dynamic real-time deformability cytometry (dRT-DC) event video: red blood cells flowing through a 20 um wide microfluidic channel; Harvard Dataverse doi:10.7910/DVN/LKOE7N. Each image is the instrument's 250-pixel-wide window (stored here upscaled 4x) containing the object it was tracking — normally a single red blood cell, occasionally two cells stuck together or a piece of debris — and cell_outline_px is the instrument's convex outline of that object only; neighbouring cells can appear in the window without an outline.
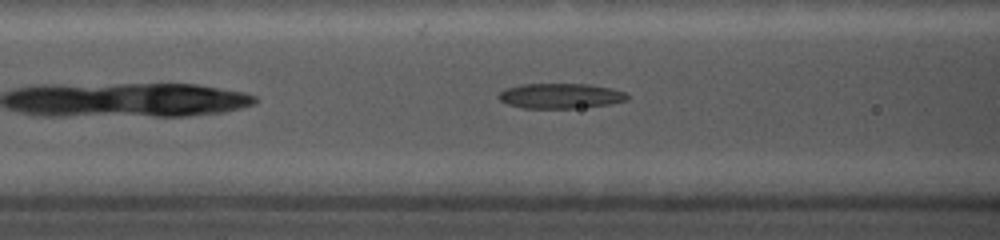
{"species": "common noctule bat (a hibernating species)", "species_latin": "Nyctalus noctula", "temperature_condition": "cold", "stored_images_in_passage": 49, "camera_frame_rate_fps": 5000, "um_per_image_px": 0.085, "animal": {"sex": "female", "body_mass_g": 19.0, "forearm_length_mm": 56.7}, "frame": {"image": 1, "passage_image": 12, "time_ms": 2.2, "image_size_px": [1000, 240], "cell_outline_px": [[628, 100], [608, 104], [572, 108], [520, 108], [508, 104], [500, 100], [500, 92], [504, 88], [520, 84], [588, 84], [612, 88], [624, 92], [628, 96]], "centroid_in_image_um": [47.62, 8.14], "position_along_channel_um": 119.0, "area_um2": 18.73}}
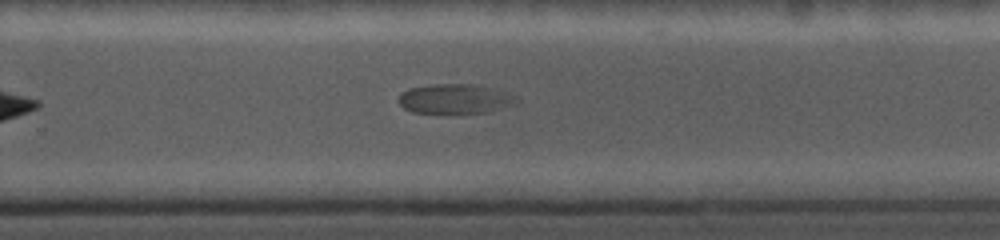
{"frame": {"image": 2, "passage_image": 36, "time_ms": 7.0, "image_size_px": [1000, 240], "cell_outline_px": [[520, 100], [516, 104], [488, 112], [448, 116], [412, 112], [404, 108], [396, 100], [400, 92], [408, 88], [436, 84], [472, 84], [504, 92], [516, 96]], "centroid_in_image_um": [38.61, 8.46], "position_along_channel_um": 291.2, "area_um2": 21.21}}
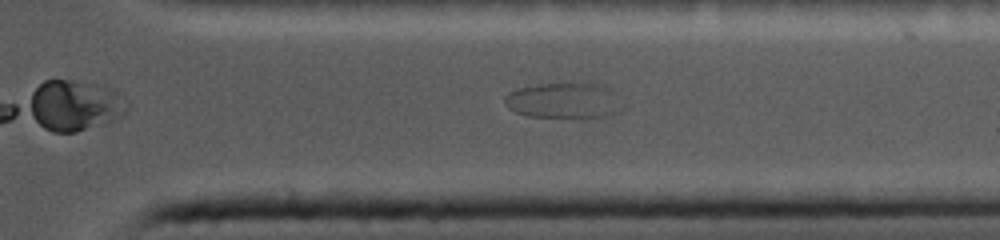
{"frame": {"image": 3, "passage_image": 46, "time_ms": 9.0, "image_size_px": [1000, 240], "cell_outline_px": [[620, 112], [604, 116], [528, 116], [516, 112], [508, 108], [504, 100], [504, 96], [508, 92], [520, 88], [536, 84], [580, 80], [588, 80], [600, 84], [608, 92], [620, 108]], "centroid_in_image_um": [47.81, 8.48], "position_along_channel_um": 363.6, "area_um2": 24.1}}